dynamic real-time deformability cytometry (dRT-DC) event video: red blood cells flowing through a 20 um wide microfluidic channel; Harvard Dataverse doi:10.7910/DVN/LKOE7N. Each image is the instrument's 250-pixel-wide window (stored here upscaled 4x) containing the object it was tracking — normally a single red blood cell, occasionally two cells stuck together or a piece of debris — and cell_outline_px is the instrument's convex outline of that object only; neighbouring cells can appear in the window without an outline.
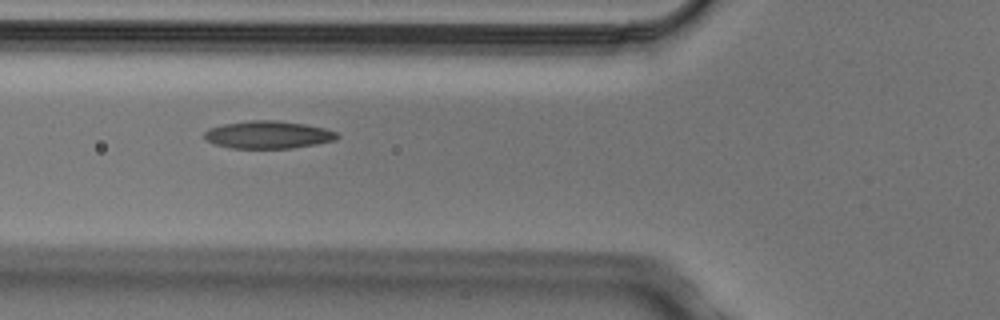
{"species": "Egyptian fruit bat (a non-hibernating species)", "species_latin": "Rousettus aegyptiacus", "temperature_condition": "cold", "stored_images_in_passage": 10, "camera_frame_rate_fps": 3000, "um_per_image_px": 0.085, "animal": {"sex": "male"}, "frame": {"image": 1, "passage_image": 5, "time_ms": 1.333, "image_size_px": [1000, 320], "cell_outline_px": [[340, 136], [336, 140], [316, 144], [292, 148], [232, 148], [216, 144], [208, 140], [204, 136], [204, 132], [208, 128], [224, 124], [248, 120], [276, 120], [304, 124], [324, 128], [336, 132]], "centroid_in_image_um": [22.8, 11.45], "position_along_channel_um": 103.0, "area_um2": 21.27}}
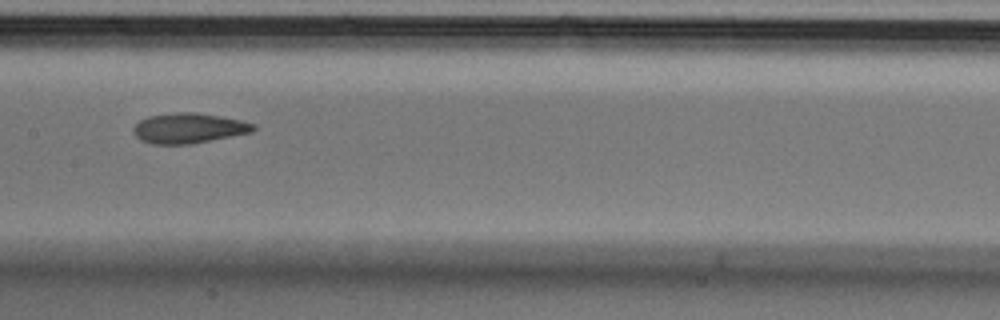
{"frame": {"image": 2, "passage_image": 7, "time_ms": 2.0, "image_size_px": [1000, 320], "cell_outline_px": [[256, 128], [252, 132], [188, 144], [152, 144], [140, 140], [132, 132], [132, 128], [140, 120], [148, 116], [176, 112], [196, 112], [240, 120], [256, 124]], "centroid_in_image_um": [16.0, 10.89], "position_along_channel_um": 191.4, "area_um2": 20.98}}
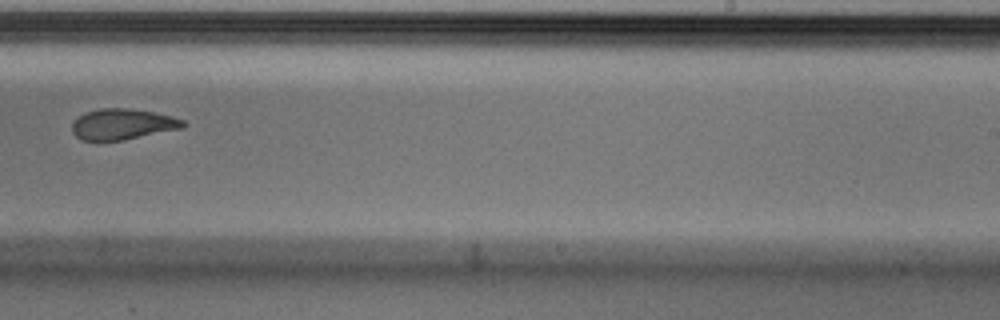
{"frame": {"image": 3, "passage_image": 9, "time_ms": 2.667, "image_size_px": [1000, 320], "cell_outline_px": [[188, 124], [184, 128], [124, 140], [80, 140], [72, 132], [72, 124], [84, 112], [100, 108], [128, 108], [152, 112], [172, 116], [184, 120]], "centroid_in_image_um": [10.45, 10.56], "position_along_channel_um": 278.5, "area_um2": 20.0}}